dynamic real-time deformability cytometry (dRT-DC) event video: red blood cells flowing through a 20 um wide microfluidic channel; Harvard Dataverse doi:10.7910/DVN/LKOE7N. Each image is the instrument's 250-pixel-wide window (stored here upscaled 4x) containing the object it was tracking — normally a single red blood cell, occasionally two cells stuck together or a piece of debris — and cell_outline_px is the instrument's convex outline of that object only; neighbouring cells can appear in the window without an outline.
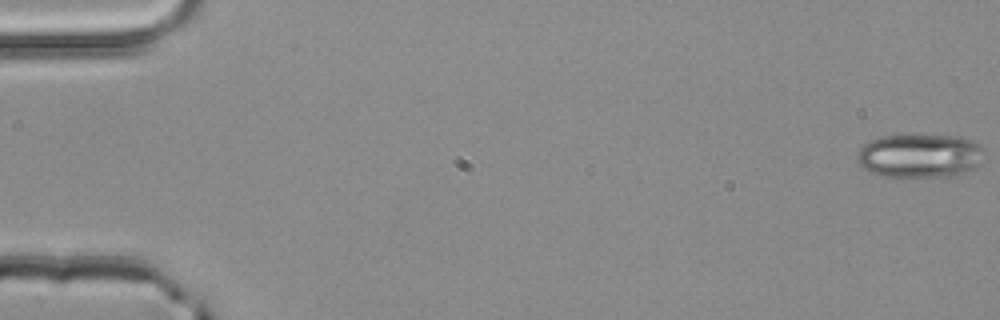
{"species": "common noctule bat (a hibernating species)", "species_latin": "Nyctalus noctula", "temperature_condition": "room temperature", "stored_images_in_passage": 53, "camera_frame_rate_fps": 3000, "um_per_image_px": 0.085, "animal": {"sex": "male", "body_mass_g": 20.4}, "frame": {"image": 1, "passage_image": 1, "time_ms": 0.0, "image_size_px": [1000, 320], "cell_outline_px": [[984, 148], [976, 168], [964, 172], [944, 176], [900, 180], [896, 180], [880, 176], [868, 172], [856, 160], [856, 152], [868, 140], [880, 136], [956, 136], [972, 140], [980, 144]], "centroid_in_image_um": [78.09, 13.29], "position_along_channel_um": 6.9, "area_um2": 33.18}}
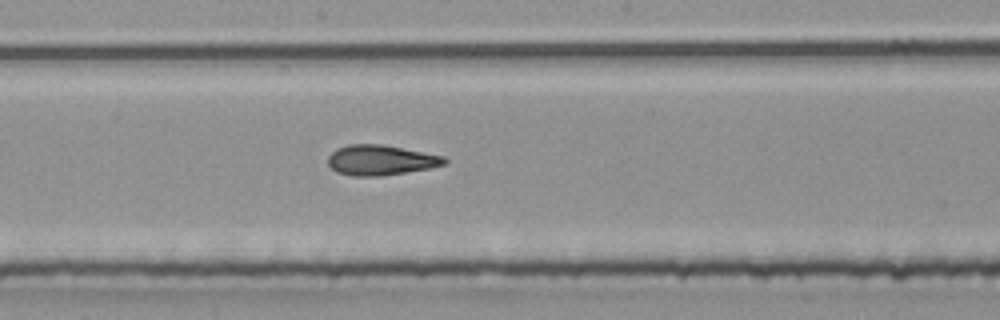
{"frame": {"image": 2, "passage_image": 29, "time_ms": 9.333, "image_size_px": [1000, 320], "cell_outline_px": [[448, 164], [432, 168], [380, 176], [352, 176], [336, 172], [328, 164], [328, 156], [336, 148], [348, 144], [384, 144], [444, 156], [448, 160]], "centroid_in_image_um": [32.38, 13.61], "position_along_channel_um": 215.8, "area_um2": 20.75}}
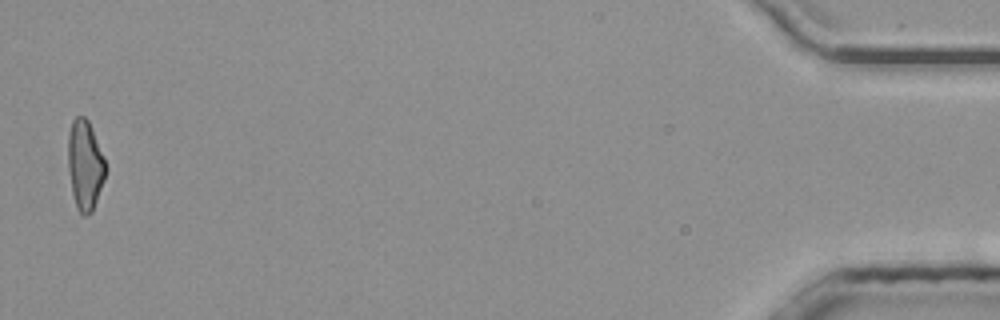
{"frame": {"image": 3, "passage_image": 52, "time_ms": 17.0, "image_size_px": [1000, 320], "cell_outline_px": [[108, 168], [104, 180], [92, 212], [88, 216], [84, 216], [76, 208], [72, 192], [68, 168], [68, 136], [72, 120], [76, 116], [84, 116], [88, 120], [104, 156]], "centroid_in_image_um": [7.24, 14.04], "position_along_channel_um": 428.0, "area_um2": 19.83}, "authors_computed_cell_mechanics": {"area_um2": 20.4612, "velocity_mm_per_s": 4.0435, "shape_relaxation_time_tau1_ms": 5.0667, "shape_relaxation_time_tau2_ms": 1.8111, "deformation_change_tau1": 0.1865, "deformation_change_tau2": 0.1067}}